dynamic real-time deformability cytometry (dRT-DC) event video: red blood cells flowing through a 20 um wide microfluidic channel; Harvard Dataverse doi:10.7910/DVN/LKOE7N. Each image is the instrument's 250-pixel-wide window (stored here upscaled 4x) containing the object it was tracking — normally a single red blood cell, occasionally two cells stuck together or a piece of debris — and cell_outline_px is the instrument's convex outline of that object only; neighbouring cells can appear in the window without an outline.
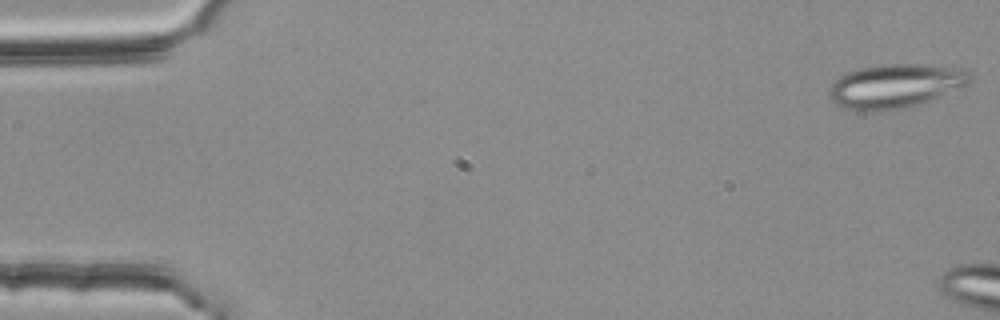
{"species": "common noctule bat (a hibernating species)", "species_latin": "Nyctalus noctula", "temperature_condition": "room temperature", "stored_images_in_passage": 47, "camera_frame_rate_fps": 3000, "um_per_image_px": 0.085, "animal": {"sex": "female", "body_mass_g": 25.1}, "frame": {"image": 1, "passage_image": 1, "time_ms": 0.0, "image_size_px": [1000, 320], "cell_outline_px": [[972, 80], [968, 84], [928, 100], [916, 104], [900, 108], [876, 112], [860, 112], [836, 104], [828, 96], [828, 88], [832, 80], [848, 72], [860, 68], [880, 64], [924, 64], [964, 68], [972, 72]], "centroid_in_image_um": [76.07, 7.29], "position_along_channel_um": 8.9, "area_um2": 36.3}}
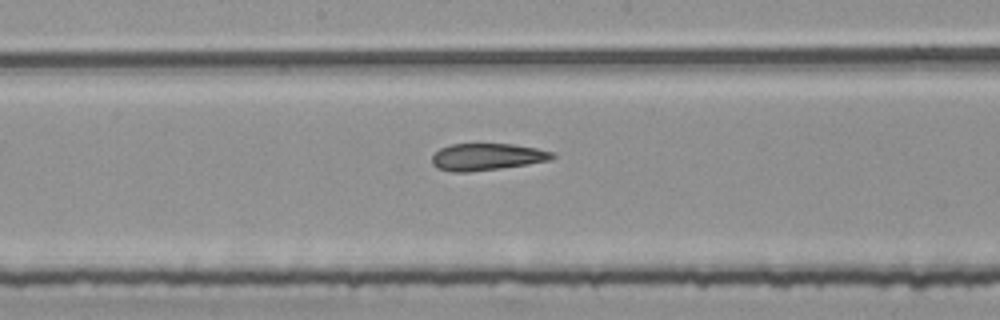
{"frame": {"image": 2, "passage_image": 28, "time_ms": 9.0, "image_size_px": [1000, 320], "cell_outline_px": [[556, 156], [552, 160], [528, 164], [500, 168], [468, 172], [452, 172], [436, 168], [432, 164], [432, 156], [440, 148], [452, 144], [512, 144], [536, 148], [552, 152]], "centroid_in_image_um": [41.38, 13.34], "position_along_channel_um": 206.8, "area_um2": 18.9}}
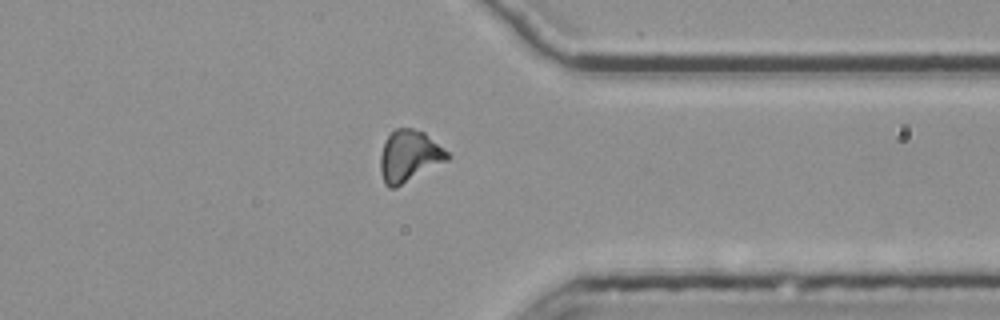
{"frame": {"image": 3, "passage_image": 42, "time_ms": 13.667, "image_size_px": [1000, 320], "cell_outline_px": [[452, 156], [448, 160], [396, 188], [388, 188], [384, 184], [380, 172], [380, 156], [384, 140], [396, 128], [412, 128], [424, 132], [448, 152]], "centroid_in_image_um": [34.76, 13.28], "position_along_channel_um": 376.6, "area_um2": 20.29}, "authors_computed_cell_mechanics": {"area_um2": 20.2878, "velocity_mm_per_s": 3.7804, "shape_relaxation_time_tau1_ms": null, "shape_relaxation_time_tau2_ms": 3.7022, "deformation_change_tau1": null, "deformation_change_tau2": 0.146}}